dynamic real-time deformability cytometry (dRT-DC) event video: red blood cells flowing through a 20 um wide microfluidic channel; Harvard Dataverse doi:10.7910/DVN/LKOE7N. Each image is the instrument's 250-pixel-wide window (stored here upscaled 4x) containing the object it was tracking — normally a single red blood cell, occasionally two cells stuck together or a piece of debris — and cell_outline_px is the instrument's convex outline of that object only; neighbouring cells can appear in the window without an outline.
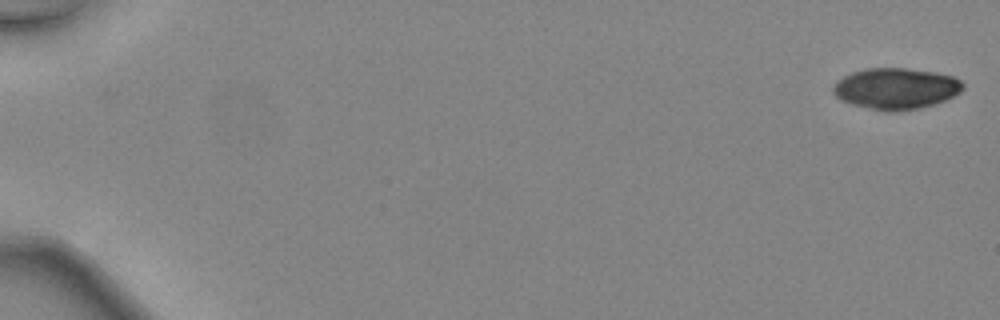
{"species": "common noctule bat (a hibernating species)", "species_latin": "Nyctalus noctula", "temperature_condition": "warm", "stored_images_in_passage": 46, "camera_frame_rate_fps": 3000, "um_per_image_px": 0.085, "animal": {"sex": "female", "body_mass_g": 24.6, "forearm_length_mm": 56.2}, "frame": {"image": 1, "passage_image": 1, "time_ms": 0.0, "image_size_px": [1000, 320], "cell_outline_px": [[964, 88], [960, 92], [944, 100], [920, 108], [896, 112], [888, 112], [868, 108], [852, 104], [840, 100], [832, 92], [832, 88], [836, 80], [852, 72], [868, 68], [904, 68], [936, 72], [952, 76], [960, 80], [964, 84]], "centroid_in_image_um": [76.13, 7.53], "position_along_channel_um": 8.9, "area_um2": 31.21}}
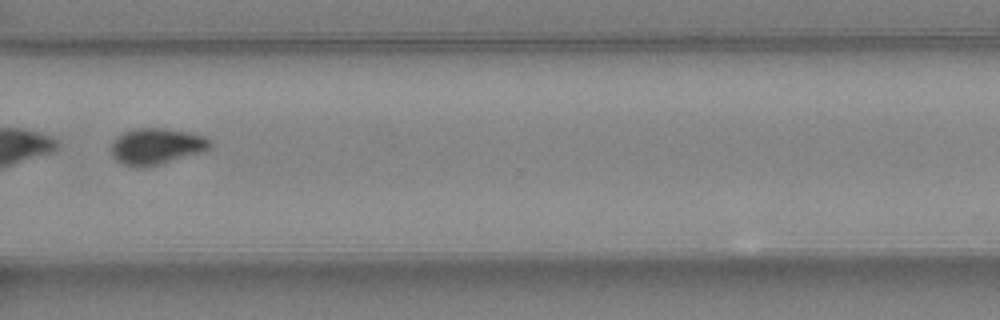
{"frame": {"image": 2, "passage_image": 37, "time_ms": 12.0, "image_size_px": [1000, 320], "cell_outline_px": [[212, 148], [204, 152], [160, 164], [144, 168], [136, 168], [124, 164], [116, 160], [112, 156], [112, 140], [116, 136], [124, 132], [136, 128], [164, 128], [188, 132], [204, 136], [212, 144]], "centroid_in_image_um": [13.3, 12.44], "position_along_channel_um": 357.3, "area_um2": 21.1}}